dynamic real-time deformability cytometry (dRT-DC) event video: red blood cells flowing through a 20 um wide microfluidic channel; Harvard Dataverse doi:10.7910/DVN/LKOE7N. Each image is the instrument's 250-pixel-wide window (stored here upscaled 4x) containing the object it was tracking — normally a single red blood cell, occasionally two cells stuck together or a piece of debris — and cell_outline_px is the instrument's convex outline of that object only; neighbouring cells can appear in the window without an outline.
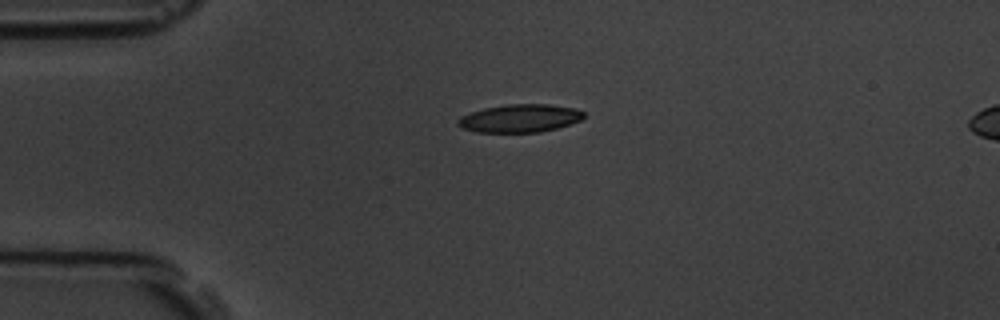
{"species": "common noctule bat (a hibernating species)", "species_latin": "Nyctalus noctula", "temperature_condition": "room temperature", "stored_images_in_passage": 3, "segment_of_instrument_passage": [1, 2], "camera_frame_rate_fps": 3000, "um_per_image_px": 0.085, "animal": {"sex": "male", "body_mass_g": 19.5, "forearm_length_mm": 54.6}, "frame": {"image": 1, "passage_image": 1, "time_ms": 0.0, "image_size_px": [1000, 320], "cell_outline_px": [[584, 116], [580, 120], [556, 128], [540, 132], [476, 132], [460, 128], [456, 124], [456, 120], [460, 116], [484, 108], [508, 104], [548, 104], [576, 108], [584, 112]], "centroid_in_image_um": [44.14, 10.05], "position_along_channel_um": 40.9, "area_um2": 20.58}}